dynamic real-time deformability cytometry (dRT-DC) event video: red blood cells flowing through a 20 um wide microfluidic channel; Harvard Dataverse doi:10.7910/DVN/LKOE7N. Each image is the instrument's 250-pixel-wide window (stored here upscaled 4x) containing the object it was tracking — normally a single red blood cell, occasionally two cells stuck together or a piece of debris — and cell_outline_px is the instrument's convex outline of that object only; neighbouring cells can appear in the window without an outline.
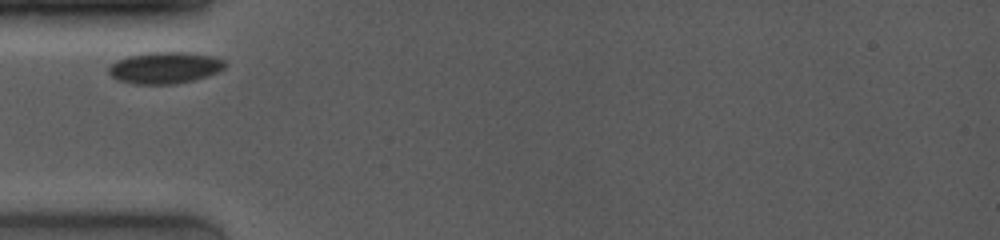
{"species": "common noctule bat (a hibernating species)", "species_latin": "Nyctalus noctula", "temperature_condition": "room temperature", "stored_images_in_passage": 10, "camera_frame_rate_fps": 4000, "um_per_image_px": 0.085, "animal": {"sex": "female", "body_mass_g": 19.0, "forearm_length_mm": 53.3}, "frame": {"image": 1, "passage_image": 1, "time_ms": 0.0, "image_size_px": [1000, 240], "cell_outline_px": [[228, 64], [224, 68], [216, 72], [192, 80], [176, 84], [136, 84], [116, 80], [108, 72], [108, 68], [116, 60], [128, 56], [148, 52], [184, 52], [212, 56], [224, 60]], "centroid_in_image_um": [13.98, 5.75], "position_along_channel_um": 71.0, "area_um2": 21.33}}
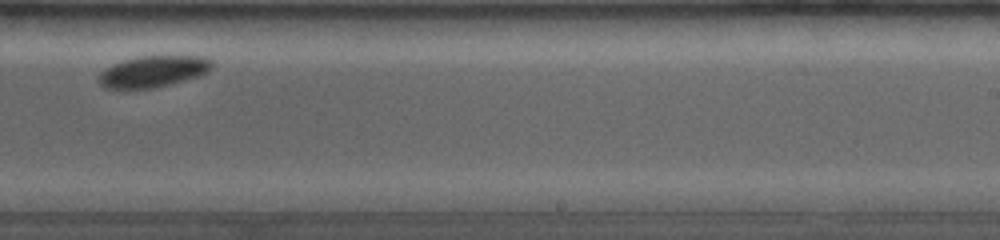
{"frame": {"image": 2, "passage_image": 9, "time_ms": 5.5, "image_size_px": [1000, 240], "cell_outline_px": [[216, 64], [208, 72], [184, 80], [152, 88], [104, 88], [100, 84], [100, 72], [112, 64], [136, 56], [204, 56], [216, 60]], "centroid_in_image_um": [13.09, 6.04], "position_along_channel_um": 275.9, "area_um2": 20.69}}